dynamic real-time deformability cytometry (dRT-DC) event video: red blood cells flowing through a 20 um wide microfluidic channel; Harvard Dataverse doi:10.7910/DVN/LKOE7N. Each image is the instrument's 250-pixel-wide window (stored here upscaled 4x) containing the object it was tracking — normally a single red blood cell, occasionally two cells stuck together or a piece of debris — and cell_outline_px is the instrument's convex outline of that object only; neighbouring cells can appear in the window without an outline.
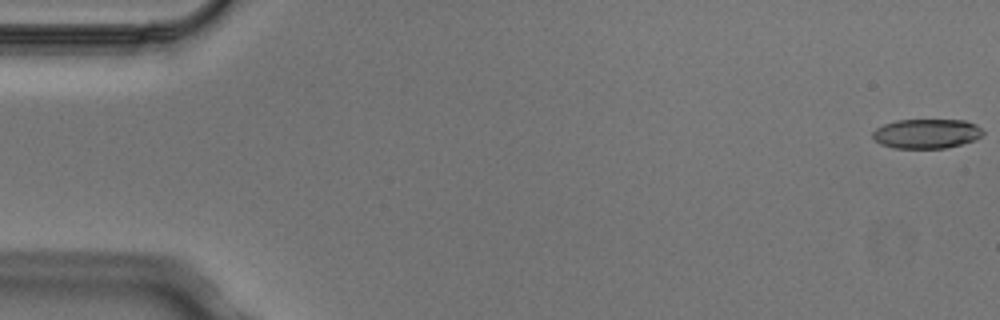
{"species": "Egyptian fruit bat (a non-hibernating species)", "species_latin": "Rousettus aegyptiacus", "temperature_condition": "cold", "stored_images_in_passage": 6, "camera_frame_rate_fps": 3000, "um_per_image_px": 0.085, "animal": {"sex": "male"}, "frame": {"image": 1, "passage_image": 1, "time_ms": 0.0, "image_size_px": [1000, 320], "cell_outline_px": [[984, 132], [976, 140], [944, 148], [892, 148], [880, 144], [872, 136], [872, 132], [876, 128], [884, 124], [896, 120], [964, 120], [976, 124]], "centroid_in_image_um": [78.74, 11.36], "position_along_channel_um": 6.3, "area_um2": 18.96}}
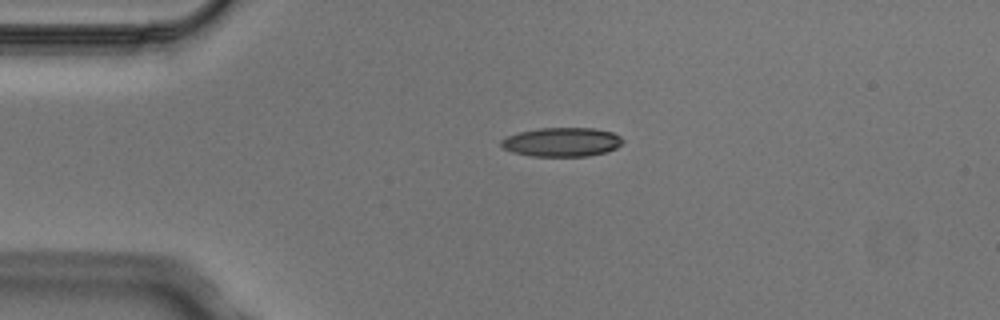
{"frame": {"image": 2, "passage_image": 4, "time_ms": 1.0, "image_size_px": [1000, 320], "cell_outline_px": [[624, 140], [616, 148], [608, 152], [588, 156], [532, 156], [512, 152], [504, 148], [500, 144], [500, 140], [504, 136], [520, 132], [540, 128], [596, 128], [612, 132], [620, 136]], "centroid_in_image_um": [47.75, 12.07], "position_along_channel_um": 37.2, "area_um2": 20.69}}
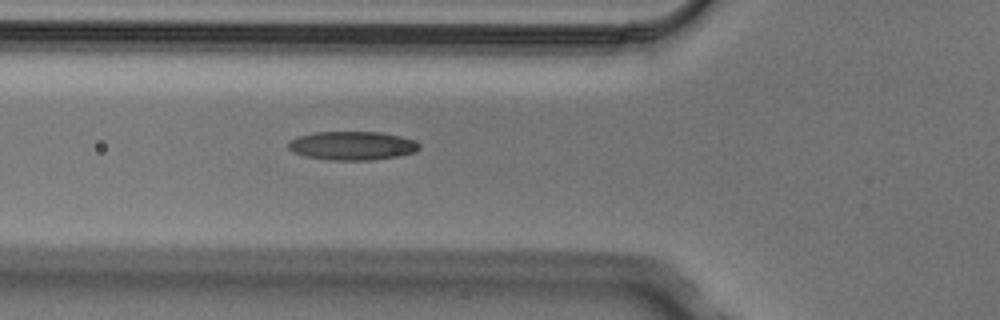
{"frame": {"image": 3, "passage_image": 6, "time_ms": 1.667, "image_size_px": [1000, 320], "cell_outline_px": [[420, 148], [416, 152], [400, 156], [372, 160], [328, 160], [304, 156], [292, 152], [288, 148], [288, 140], [296, 136], [312, 132], [380, 132], [400, 136], [416, 140], [420, 144]], "centroid_in_image_um": [29.93, 12.38], "position_along_channel_um": 95.9, "area_um2": 22.31}}